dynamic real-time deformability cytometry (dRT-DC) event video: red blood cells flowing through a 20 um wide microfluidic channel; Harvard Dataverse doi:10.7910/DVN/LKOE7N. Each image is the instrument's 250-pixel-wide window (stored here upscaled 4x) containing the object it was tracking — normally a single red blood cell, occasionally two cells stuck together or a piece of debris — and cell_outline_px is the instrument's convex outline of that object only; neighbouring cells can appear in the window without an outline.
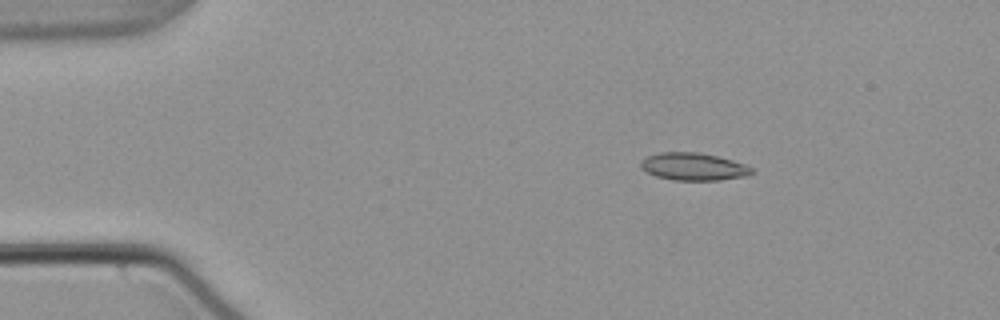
{"species": "common noctule bat (a hibernating species)", "species_latin": "Nyctalus noctula", "temperature_condition": "warm", "stored_images_in_passage": 46, "camera_frame_rate_fps": 3000, "um_per_image_px": 0.085, "animal": {"sex": "male", "body_mass_g": 21.5, "forearm_length_mm": 52.0}, "frame": {"image": 1, "passage_image": 1, "time_ms": 0.0, "image_size_px": [1000, 320], "cell_outline_px": [[752, 172], [744, 176], [720, 180], [672, 180], [656, 176], [640, 168], [640, 160], [648, 156], [660, 152], [700, 152], [732, 160], [744, 164], [752, 168]], "centroid_in_image_um": [58.9, 14.16], "position_along_channel_um": 26.1, "area_um2": 17.69}}
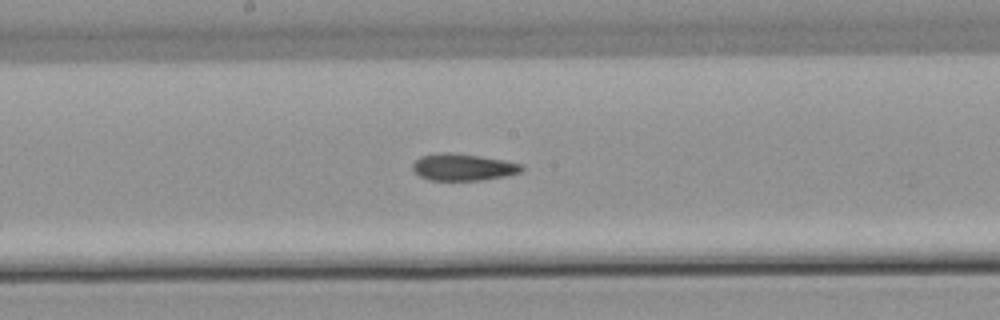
{"frame": {"image": 2, "passage_image": 21, "time_ms": 6.667, "image_size_px": [1000, 320], "cell_outline_px": [[524, 168], [520, 172], [504, 176], [480, 180], [432, 180], [420, 176], [412, 168], [412, 164], [420, 156], [440, 152], [452, 152], [480, 156], [504, 160], [524, 164]], "centroid_in_image_um": [39.37, 14.19], "position_along_channel_um": 208.8, "area_um2": 17.05}}
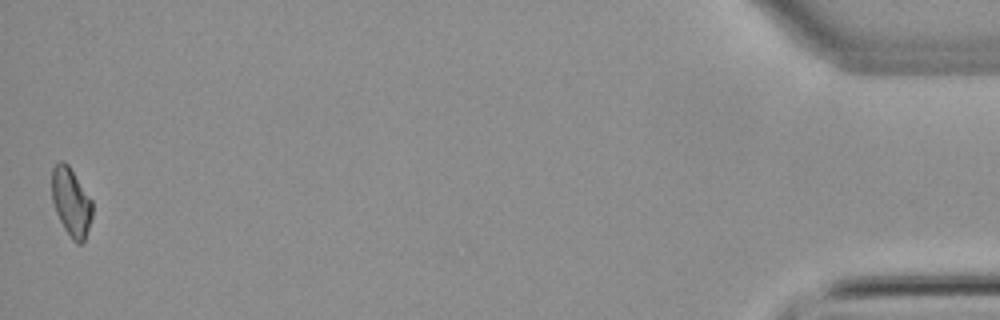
{"frame": {"image": 3, "passage_image": 46, "time_ms": 15.0, "image_size_px": [1000, 320], "cell_outline_px": [[92, 216], [84, 240], [80, 244], [76, 244], [72, 240], [64, 228], [56, 212], [52, 200], [52, 168], [60, 160], [64, 160], [68, 164], [92, 200]], "centroid_in_image_um": [6.04, 17.16], "position_along_channel_um": 429.2, "area_um2": 16.07}, "authors_computed_cell_mechanics": {"area_um2": 17.0221, "velocity_mm_per_s": 3.7966, "shape_relaxation_time_tau1_ms": null, "shape_relaxation_time_tau2_ms": 3.9727, "deformation_change_tau1": null, "deformation_change_tau2": 0.1049}}